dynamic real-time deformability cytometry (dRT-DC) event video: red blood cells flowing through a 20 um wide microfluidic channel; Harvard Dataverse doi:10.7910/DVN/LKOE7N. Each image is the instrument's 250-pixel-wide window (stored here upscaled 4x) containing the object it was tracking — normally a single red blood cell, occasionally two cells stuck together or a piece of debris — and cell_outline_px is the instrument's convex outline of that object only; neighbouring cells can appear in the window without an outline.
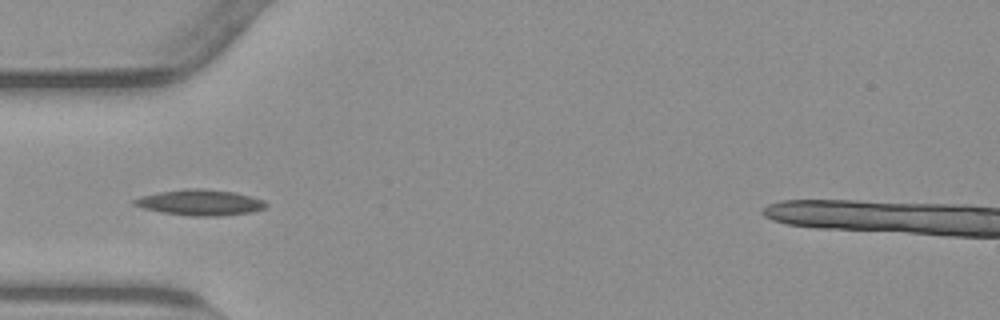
{"species": "common noctule bat (a hibernating species)", "species_latin": "Nyctalus noctula", "temperature_condition": "warm", "stored_images_in_passage": 34, "camera_frame_rate_fps": 3000, "um_per_image_px": 0.085, "animal": {"sex": "male", "body_mass_g": 23.1, "forearm_length_mm": 52.7}, "frame": {"image": 1, "passage_image": 2, "time_ms": 0.333, "image_size_px": [1000, 320], "cell_outline_px": [[268, 204], [264, 208], [248, 212], [220, 216], [192, 216], [164, 212], [144, 208], [132, 204], [132, 200], [140, 196], [160, 192], [184, 188], [204, 188], [232, 192], [252, 196], [264, 200]], "centroid_in_image_um": [17.0, 17.2], "position_along_channel_um": 68.0, "area_um2": 19.65}}
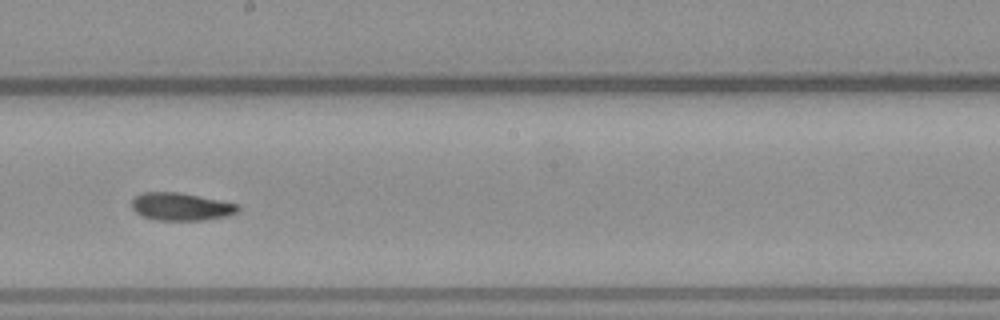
{"frame": {"image": 2, "passage_image": 15, "time_ms": 4.667, "image_size_px": [1000, 320], "cell_outline_px": [[240, 208], [236, 212], [228, 216], [204, 220], [156, 220], [144, 216], [136, 212], [132, 208], [132, 200], [140, 192], [180, 192], [240, 204]], "centroid_in_image_um": [15.41, 17.56], "position_along_channel_um": 232.8, "area_um2": 17.22}}
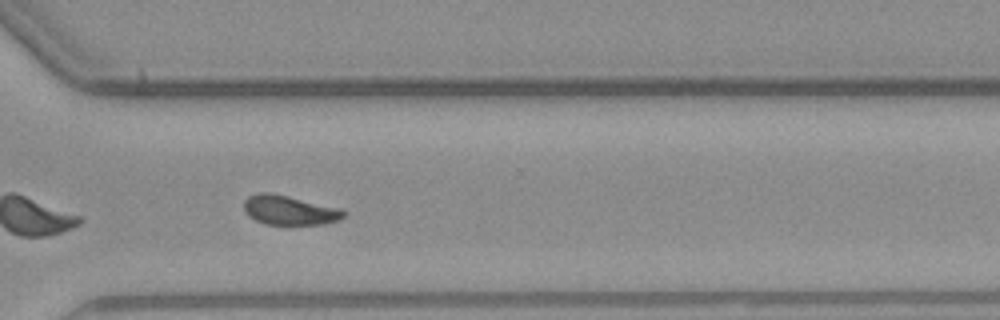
{"frame": {"image": 3, "passage_image": 24, "time_ms": 7.667, "image_size_px": [1000, 320], "cell_outline_px": [[344, 216], [340, 220], [324, 224], [264, 224], [248, 216], [244, 208], [244, 200], [248, 196], [256, 192], [272, 192], [340, 208], [344, 212]], "centroid_in_image_um": [24.57, 17.85], "position_along_channel_um": 346.0, "area_um2": 17.17}}